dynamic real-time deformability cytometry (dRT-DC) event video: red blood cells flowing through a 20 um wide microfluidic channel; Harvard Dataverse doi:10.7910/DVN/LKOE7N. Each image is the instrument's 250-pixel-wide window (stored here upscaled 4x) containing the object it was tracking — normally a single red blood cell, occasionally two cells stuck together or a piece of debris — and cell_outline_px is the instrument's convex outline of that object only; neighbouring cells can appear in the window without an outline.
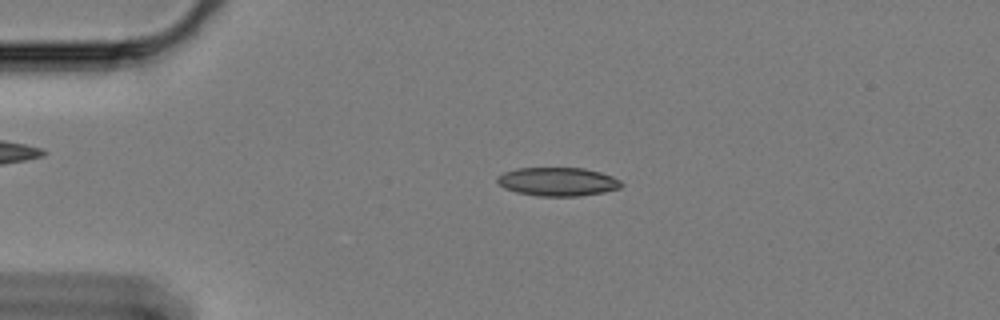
{"species": "Egyptian fruit bat (a non-hibernating species)", "species_latin": "Rousettus aegyptiacus", "temperature_condition": "cold", "stored_images_in_passage": 59, "camera_frame_rate_fps": 3000, "um_per_image_px": 0.085, "animal": {"sex": "female"}, "frame": {"image": 1, "passage_image": 12, "time_ms": 3.667, "image_size_px": [1000, 320], "cell_outline_px": [[624, 184], [620, 188], [604, 192], [580, 196], [536, 196], [516, 192], [504, 188], [496, 180], [496, 176], [504, 172], [516, 168], [584, 168], [600, 172], [612, 176], [620, 180]], "centroid_in_image_um": [47.4, 15.44], "position_along_channel_um": 37.6, "area_um2": 20.81}}
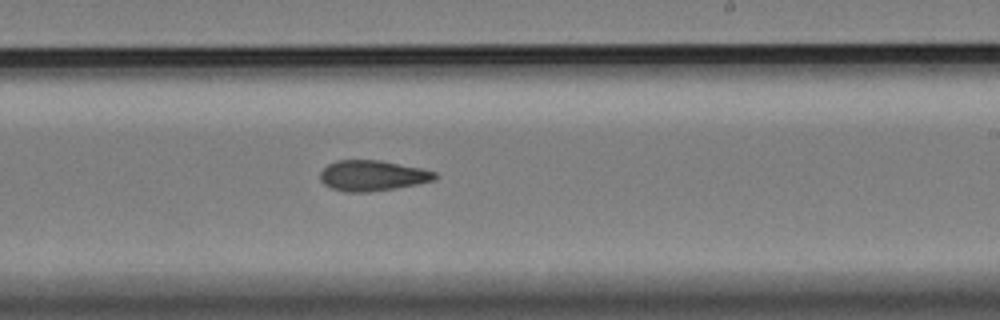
{"frame": {"image": 2, "passage_image": 35, "time_ms": 11.333, "image_size_px": [1000, 320], "cell_outline_px": [[440, 176], [436, 180], [396, 188], [372, 192], [344, 192], [332, 188], [324, 184], [320, 180], [320, 172], [328, 164], [340, 160], [380, 160], [420, 168], [436, 172]], "centroid_in_image_um": [31.68, 14.93], "position_along_channel_um": 257.3, "area_um2": 20.52}}
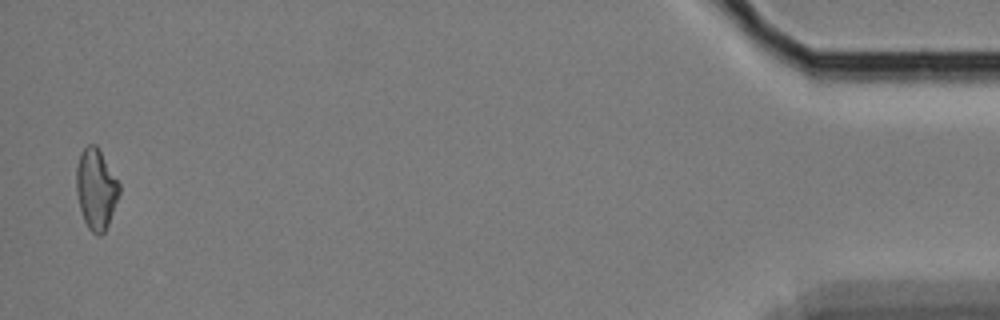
{"frame": {"image": 3, "passage_image": 58, "time_ms": 19.0, "image_size_px": [1000, 320], "cell_outline_px": [[120, 196], [108, 224], [104, 232], [100, 236], [96, 236], [88, 228], [84, 220], [80, 208], [76, 192], [76, 168], [80, 152], [88, 144], [96, 144], [120, 184]], "centroid_in_image_um": [8.17, 16.07], "position_along_channel_um": 427.0, "area_um2": 20.29}, "authors_computed_cell_mechanics": {"area_um2": 20.23, "velocity_mm_per_s": 3.3053, "shape_relaxation_time_tau1_ms": 6.6487, "shape_relaxation_time_tau2_ms": 8.4851, "deformation_change_tau1": 0.157, "deformation_change_tau2": 0.167}}